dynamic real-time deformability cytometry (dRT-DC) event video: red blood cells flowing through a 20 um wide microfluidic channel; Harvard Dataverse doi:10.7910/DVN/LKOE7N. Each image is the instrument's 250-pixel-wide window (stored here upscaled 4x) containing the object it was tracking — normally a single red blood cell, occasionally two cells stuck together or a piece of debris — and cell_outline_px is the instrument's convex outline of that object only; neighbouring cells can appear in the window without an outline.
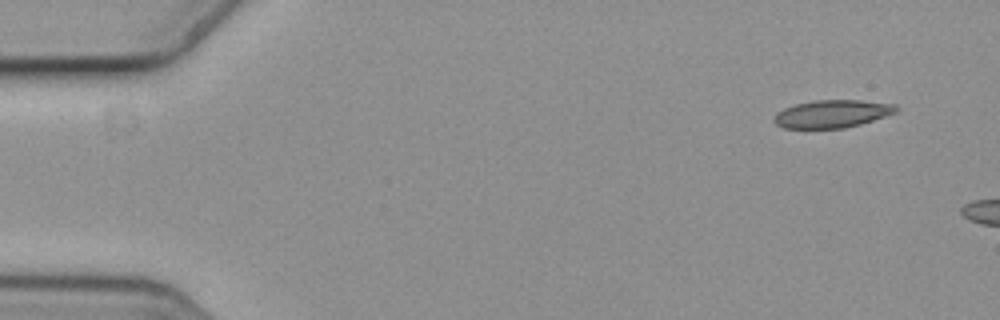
{"species": "common noctule bat (a hibernating species)", "species_latin": "Nyctalus noctula", "temperature_condition": "cold", "stored_images_in_passage": 3, "camera_frame_rate_fps": 3000, "um_per_image_px": 0.085, "animal": {"sex": "female", "body_mass_g": 19.3, "forearm_length_mm": 54.1}, "frame": {"image": 1, "passage_image": 1, "time_ms": 0.0, "image_size_px": [1000, 320], "cell_outline_px": [[900, 108], [896, 112], [860, 124], [844, 128], [784, 128], [776, 124], [772, 120], [776, 112], [784, 108], [796, 104], [816, 100], [860, 100], [896, 104]], "centroid_in_image_um": [70.72, 9.67], "position_along_channel_um": 14.3, "area_um2": 19.71}}